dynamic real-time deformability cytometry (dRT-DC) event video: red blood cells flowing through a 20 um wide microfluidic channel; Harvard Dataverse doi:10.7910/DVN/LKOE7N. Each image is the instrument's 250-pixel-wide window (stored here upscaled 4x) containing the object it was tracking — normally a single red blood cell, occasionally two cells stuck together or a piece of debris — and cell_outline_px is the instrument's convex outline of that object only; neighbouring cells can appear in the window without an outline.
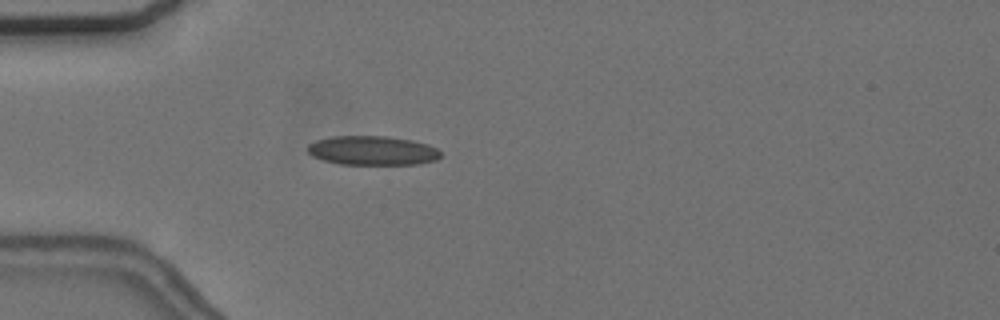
{"species": "common noctule bat (a hibernating species)", "species_latin": "Nyctalus noctula", "temperature_condition": "cold", "stored_images_in_passage": 47, "camera_frame_rate_fps": 3000, "um_per_image_px": 0.085, "animal": {"sex": "female", "body_mass_g": 24.6, "forearm_length_mm": 56.2}, "frame": {"image": 1, "passage_image": 8, "time_ms": 2.333, "image_size_px": [1000, 320], "cell_outline_px": [[440, 156], [436, 160], [420, 164], [340, 164], [324, 160], [312, 156], [308, 152], [308, 144], [316, 140], [332, 136], [388, 136], [412, 140], [428, 144], [436, 148], [440, 152]], "centroid_in_image_um": [31.66, 12.79], "position_along_channel_um": 53.3, "area_um2": 22.66}}
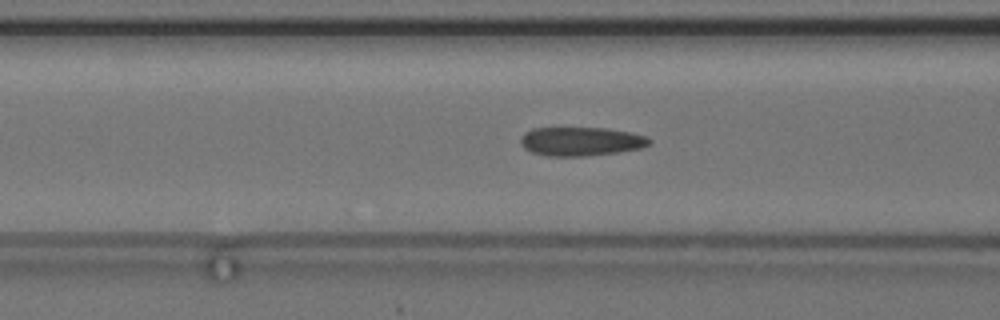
{"frame": {"image": 2, "passage_image": 14, "time_ms": 4.333, "image_size_px": [1000, 320], "cell_outline_px": [[652, 144], [640, 148], [616, 152], [584, 156], [544, 156], [532, 152], [524, 148], [520, 144], [520, 140], [524, 132], [532, 128], [604, 128], [628, 132], [648, 136], [652, 140]], "centroid_in_image_um": [49.36, 12.02], "position_along_channel_um": 117.2, "area_um2": 21.68}, "authors_computed_cell_mechanics": {"area_um2": 21.675, "velocity_mm_per_s": 3.6792, "shape_relaxation_time_tau1_ms": null, "shape_relaxation_time_tau2_ms": 2.0071, "deformation_change_tau1": null, "deformation_change_tau2": 0.1003}}